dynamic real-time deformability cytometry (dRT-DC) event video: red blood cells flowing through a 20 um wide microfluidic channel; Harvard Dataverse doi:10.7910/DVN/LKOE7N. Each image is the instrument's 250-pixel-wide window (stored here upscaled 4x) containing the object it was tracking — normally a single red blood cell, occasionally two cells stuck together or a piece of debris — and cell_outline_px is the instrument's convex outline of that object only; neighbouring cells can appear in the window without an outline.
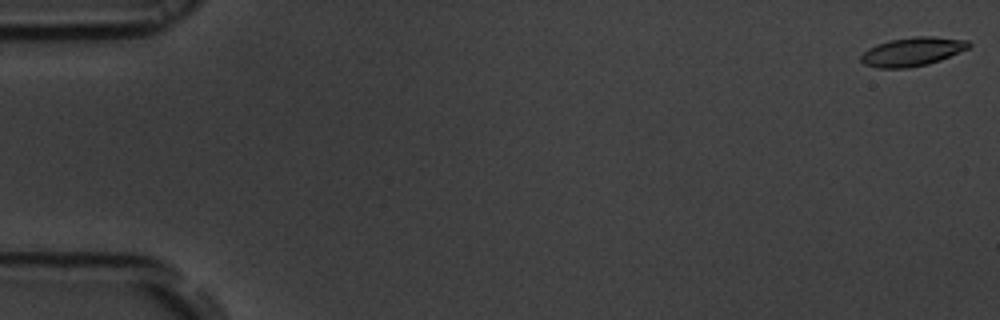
{"species": "common noctule bat (a hibernating species)", "species_latin": "Nyctalus noctula", "temperature_condition": "room temperature", "stored_images_in_passage": 10, "camera_frame_rate_fps": 3000, "um_per_image_px": 0.085, "animal": {"sex": "male", "body_mass_g": 19.5, "forearm_length_mm": 54.6}, "frame": {"image": 1, "passage_image": 1, "time_ms": 0.0, "image_size_px": [1000, 320], "cell_outline_px": [[972, 44], [968, 48], [940, 60], [928, 64], [908, 68], [880, 68], [864, 64], [860, 60], [860, 56], [868, 48], [876, 44], [892, 40], [916, 36], [932, 36], [968, 40]], "centroid_in_image_um": [77.55, 4.39], "position_along_channel_um": 7.5, "area_um2": 17.98}}